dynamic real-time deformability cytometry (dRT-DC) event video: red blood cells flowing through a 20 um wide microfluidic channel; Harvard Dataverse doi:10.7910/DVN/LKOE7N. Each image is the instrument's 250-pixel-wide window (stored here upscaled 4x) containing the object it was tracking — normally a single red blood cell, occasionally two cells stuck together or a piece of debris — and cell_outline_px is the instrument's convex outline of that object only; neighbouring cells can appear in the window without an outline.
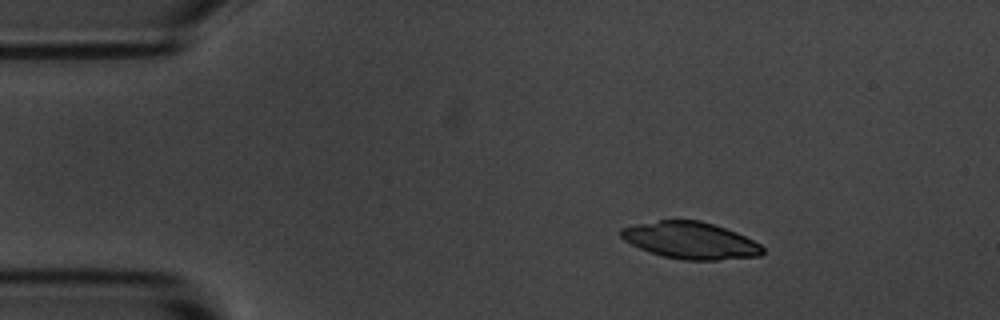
{"species": "common noctule bat (a hibernating species)", "species_latin": "Nyctalus noctula", "temperature_condition": "room temperature", "stored_images_in_passage": 48, "camera_frame_rate_fps": 3000, "um_per_image_px": 0.085, "animal": {"sex": "male", "body_mass_g": 20.1, "forearm_length_mm": 53.5}, "frame": {"image": 1, "passage_image": 1, "time_ms": 0.0, "image_size_px": [1000, 320], "cell_outline_px": [[764, 252], [760, 256], [716, 260], [684, 260], [664, 256], [640, 248], [624, 240], [620, 236], [620, 228], [636, 224], [660, 220], [700, 220], [736, 232], [760, 244], [764, 248]], "centroid_in_image_um": [58.69, 20.43], "position_along_channel_um": 26.3, "area_um2": 30.17}}
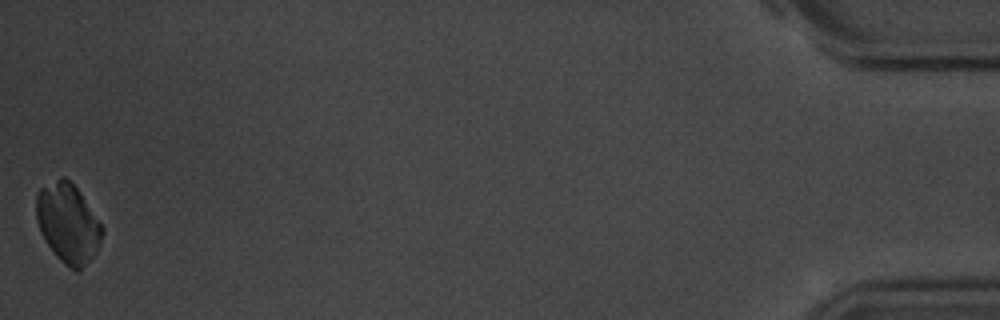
{"frame": {"image": 2, "passage_image": 48, "time_ms": 15.667, "image_size_px": [1000, 320], "cell_outline_px": [[104, 232], [100, 244], [96, 252], [80, 272], [76, 272], [64, 264], [56, 256], [44, 240], [40, 232], [36, 220], [36, 192], [40, 188], [60, 176], [64, 176], [80, 192], [104, 228]], "centroid_in_image_um": [5.77, 18.99], "position_along_channel_um": 429.4, "area_um2": 30.75}}